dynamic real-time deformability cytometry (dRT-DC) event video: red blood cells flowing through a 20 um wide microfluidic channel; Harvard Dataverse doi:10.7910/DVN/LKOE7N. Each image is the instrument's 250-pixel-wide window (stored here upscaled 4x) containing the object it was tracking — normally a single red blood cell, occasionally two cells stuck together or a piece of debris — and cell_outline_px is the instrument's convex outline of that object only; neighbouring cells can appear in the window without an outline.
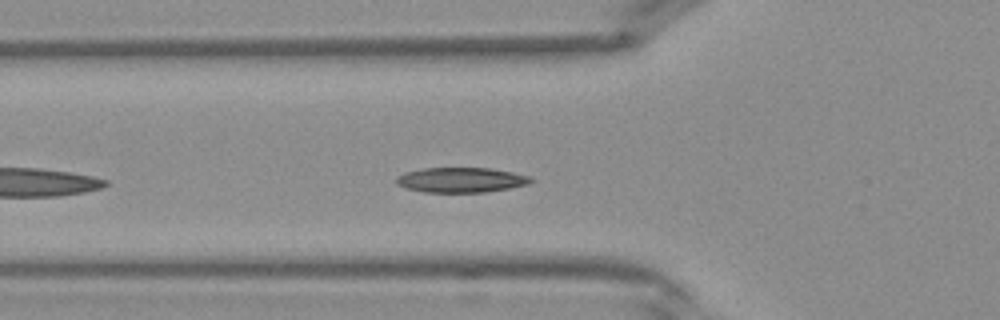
{"species": "Egyptian fruit bat (a non-hibernating species)", "species_latin": "Rousettus aegyptiacus", "temperature_condition": "warm", "stored_images_in_passage": 24, "camera_frame_rate_fps": 3000, "um_per_image_px": 0.085, "frame": {"image": 1, "passage_image": 5, "time_ms": 1.333, "image_size_px": [1000, 320], "cell_outline_px": [[532, 180], [528, 184], [508, 188], [484, 192], [424, 192], [404, 188], [396, 184], [396, 176], [404, 172], [424, 168], [492, 168], [532, 176]], "centroid_in_image_um": [39.15, 15.29], "position_along_channel_um": 86.6, "area_um2": 19.65}}
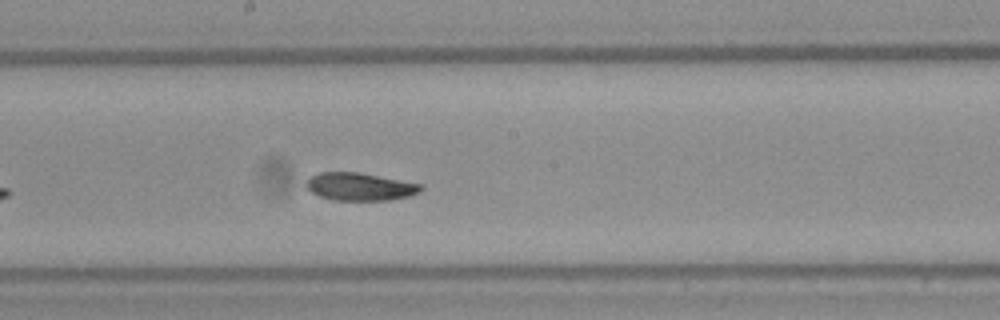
{"frame": {"image": 2, "passage_image": 13, "time_ms": 4.0, "image_size_px": [1000, 320], "cell_outline_px": [[424, 188], [420, 192], [408, 196], [392, 200], [332, 200], [320, 196], [312, 192], [304, 184], [312, 176], [320, 172], [360, 172], [424, 184]], "centroid_in_image_um": [30.65, 15.86], "position_along_channel_um": 217.6, "area_um2": 18.67}}
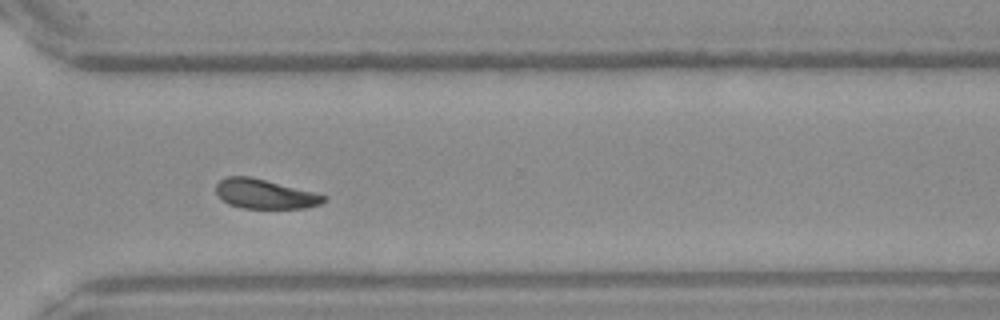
{"frame": {"image": 3, "passage_image": 21, "time_ms": 6.667, "image_size_px": [1000, 320], "cell_outline_px": [[328, 200], [320, 204], [304, 208], [244, 208], [228, 204], [216, 192], [216, 184], [224, 176], [248, 176], [316, 192], [328, 196]], "centroid_in_image_um": [22.55, 16.48], "position_along_channel_um": 348.1, "area_um2": 18.5}}